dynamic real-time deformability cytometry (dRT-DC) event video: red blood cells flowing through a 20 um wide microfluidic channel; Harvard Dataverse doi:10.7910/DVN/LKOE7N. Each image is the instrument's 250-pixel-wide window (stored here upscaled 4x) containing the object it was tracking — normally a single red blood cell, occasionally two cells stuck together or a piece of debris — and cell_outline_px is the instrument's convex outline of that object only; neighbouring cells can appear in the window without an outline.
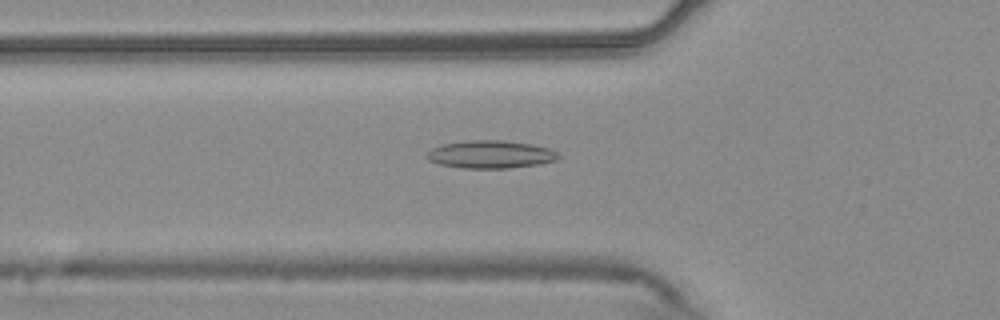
{"species": "common noctule bat (a hibernating species)", "species_latin": "Nyctalus noctula", "temperature_condition": "warm", "stored_images_in_passage": 54, "camera_frame_rate_fps": 3000, "um_per_image_px": 0.085, "animal": {"sex": "male", "body_mass_g": 20.4}, "frame": {"image": 1, "passage_image": 19, "time_ms": 6.0, "image_size_px": [1000, 320], "cell_outline_px": [[560, 156], [556, 160], [540, 164], [508, 168], [464, 168], [440, 164], [428, 160], [424, 156], [432, 148], [440, 144], [468, 140], [504, 140], [532, 144], [548, 148], [556, 152]], "centroid_in_image_um": [41.67, 13.12], "position_along_channel_um": 84.1, "area_um2": 21.39}}
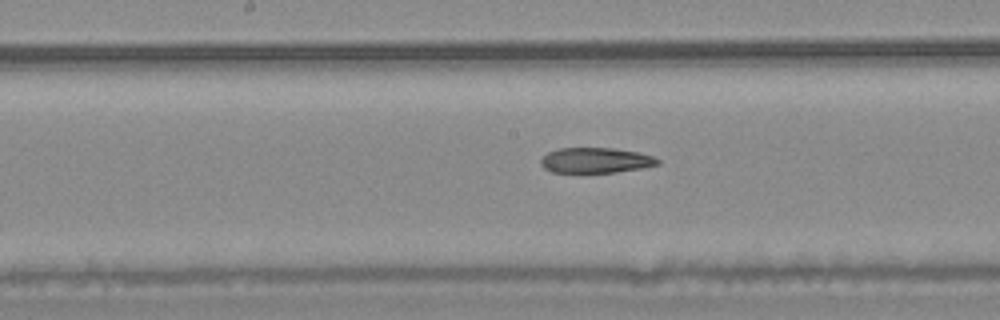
{"frame": {"image": 2, "passage_image": 28, "time_ms": 9.0, "image_size_px": [1000, 320], "cell_outline_px": [[660, 164], [644, 168], [616, 172], [552, 172], [544, 168], [540, 164], [540, 160], [548, 152], [560, 148], [616, 148], [640, 152], [652, 156], [660, 160]], "centroid_in_image_um": [50.67, 13.62], "position_along_channel_um": 197.5, "area_um2": 17.34}}
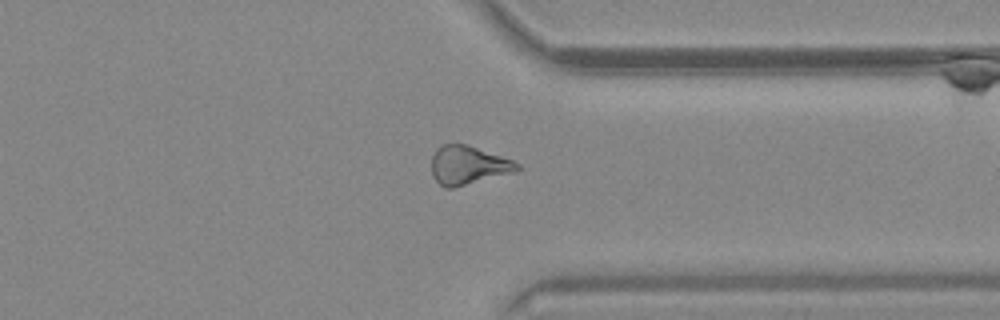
{"frame": {"image": 3, "passage_image": 42, "time_ms": 13.667, "image_size_px": [1000, 320], "cell_outline_px": [[520, 168], [516, 172], [452, 188], [444, 188], [432, 176], [432, 156], [436, 148], [444, 144], [468, 144], [512, 160], [520, 164]], "centroid_in_image_um": [39.79, 14.04], "position_along_channel_um": 371.6, "area_um2": 19.31}, "authors_computed_cell_mechanics": {"area_um2": 19.7965, "velocity_mm_per_s": 3.7584, "shape_relaxation_time_tau1_ms": null, "shape_relaxation_time_tau2_ms": 9.2635, "deformation_change_tau1": null, "deformation_change_tau2": 0.2187}}